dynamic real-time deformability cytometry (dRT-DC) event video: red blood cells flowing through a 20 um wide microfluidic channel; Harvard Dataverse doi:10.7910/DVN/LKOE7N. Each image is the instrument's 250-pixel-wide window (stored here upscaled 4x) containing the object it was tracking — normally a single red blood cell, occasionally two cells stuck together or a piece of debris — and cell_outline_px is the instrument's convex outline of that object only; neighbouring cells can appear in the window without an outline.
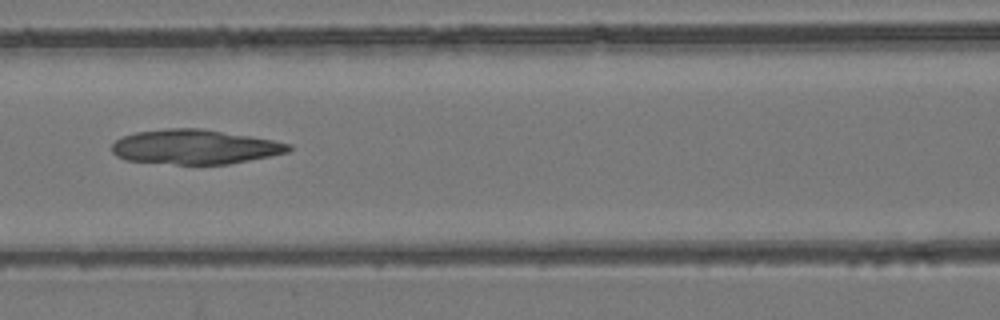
{"species": "common noctule bat (a hibernating species)", "species_latin": "Nyctalus noctula", "temperature_condition": "room temperature", "stored_images_in_passage": 3, "camera_frame_rate_fps": 3000, "um_per_image_px": 0.085, "animal": {"sex": "female", "body_mass_g": 24.6, "forearm_length_mm": 56.2}, "frame": {"image": 1, "passage_image": 3, "time_ms": 2.0, "image_size_px": [1000, 320], "cell_outline_px": [[292, 148], [288, 152], [228, 164], [176, 164], [124, 160], [116, 156], [112, 152], [112, 144], [116, 140], [124, 136], [136, 132], [164, 128], [200, 128], [272, 140], [292, 144]], "centroid_in_image_um": [16.52, 12.48], "position_along_channel_um": 150.1, "area_um2": 35.37}}